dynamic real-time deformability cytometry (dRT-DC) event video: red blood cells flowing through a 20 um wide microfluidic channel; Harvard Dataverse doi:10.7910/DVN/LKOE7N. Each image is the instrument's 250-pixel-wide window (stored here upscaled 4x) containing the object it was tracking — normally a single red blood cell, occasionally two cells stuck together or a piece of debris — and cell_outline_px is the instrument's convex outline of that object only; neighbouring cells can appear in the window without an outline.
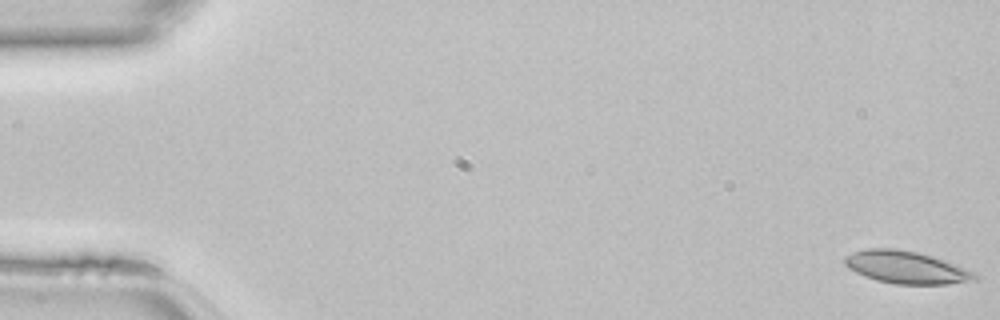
{"species": "common noctule bat (a hibernating species)", "species_latin": "Nyctalus noctula", "temperature_condition": "room temperature", "stored_images_in_passage": 47, "camera_frame_rate_fps": 3000, "um_per_image_px": 0.085, "animal": {"sex": "female", "body_mass_g": 22.7, "forearm_length_mm": 54.2}, "frame": {"image": 1, "passage_image": 1, "time_ms": 0.0, "image_size_px": [1000, 320], "cell_outline_px": [[976, 280], [948, 284], [896, 284], [876, 280], [864, 276], [848, 268], [844, 264], [844, 256], [852, 252], [868, 248], [892, 248], [916, 252], [932, 256], [976, 272]], "centroid_in_image_um": [76.99, 22.72], "position_along_channel_um": 8.0, "area_um2": 24.51}}
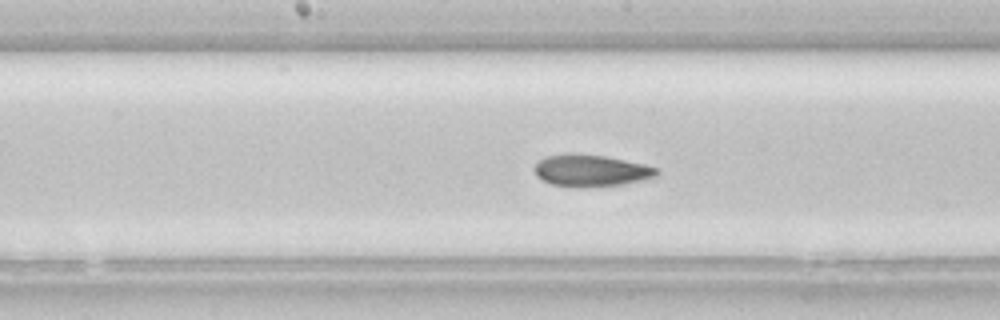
{"frame": {"image": 2, "passage_image": 24, "time_ms": 7.667, "image_size_px": [1000, 320], "cell_outline_px": [[660, 172], [656, 176], [624, 184], [580, 188], [576, 188], [552, 184], [536, 176], [532, 168], [536, 160], [544, 156], [604, 156], [644, 164], [656, 168]], "centroid_in_image_um": [50.2, 14.54], "position_along_channel_um": 198.0, "area_um2": 22.2}}
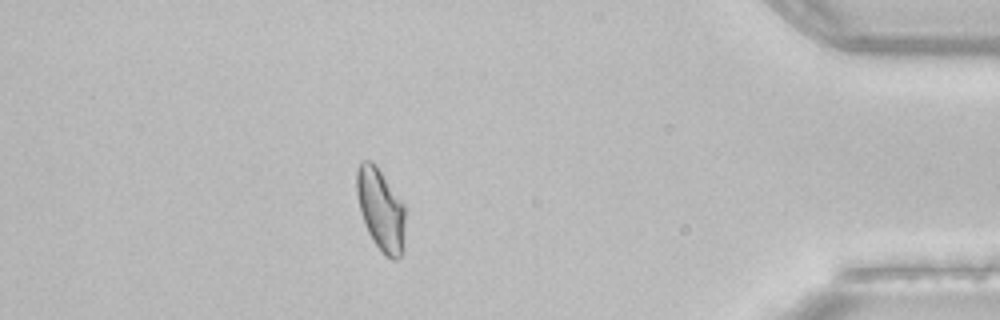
{"frame": {"image": 3, "passage_image": 41, "time_ms": 13.333, "image_size_px": [1000, 320], "cell_outline_px": [[404, 252], [396, 260], [392, 260], [384, 256], [372, 240], [368, 232], [360, 212], [356, 192], [356, 172], [360, 160], [372, 160], [376, 164], [404, 204]], "centroid_in_image_um": [32.35, 17.82], "position_along_channel_um": 402.8, "area_um2": 23.64}}